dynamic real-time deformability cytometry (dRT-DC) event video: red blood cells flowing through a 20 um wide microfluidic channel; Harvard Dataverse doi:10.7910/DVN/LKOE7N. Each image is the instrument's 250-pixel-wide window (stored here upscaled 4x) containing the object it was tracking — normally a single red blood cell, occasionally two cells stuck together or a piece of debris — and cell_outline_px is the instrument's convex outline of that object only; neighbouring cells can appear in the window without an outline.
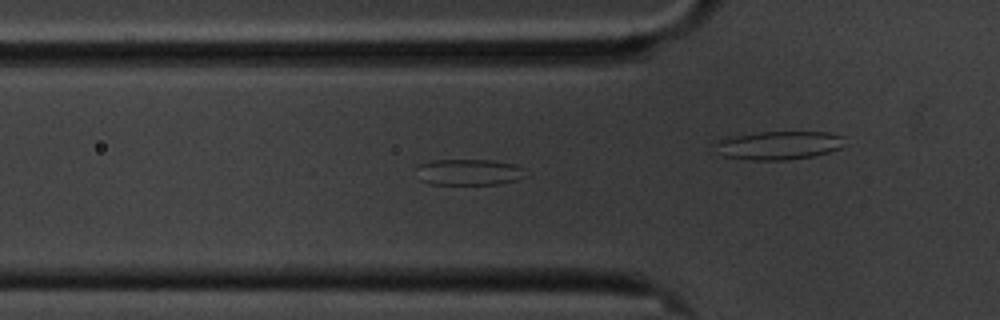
{"species": "common noctule bat (a hibernating species)", "species_latin": "Nyctalus noctula", "temperature_condition": "cold", "stored_images_in_passage": 60, "camera_frame_rate_fps": 3000, "um_per_image_px": 0.085, "animal": {"sex": "male", "body_mass_g": 20.1, "forearm_length_mm": 53.5}, "frame": {"image": 1, "passage_image": 20, "time_ms": 6.333, "image_size_px": [1000, 320], "cell_outline_px": [[528, 176], [516, 180], [500, 184], [428, 184], [420, 180], [416, 168], [420, 164], [432, 160], [492, 160], [516, 164], [524, 168]], "centroid_in_image_um": [39.9, 14.63], "position_along_channel_um": 85.9, "area_um2": 16.88}}
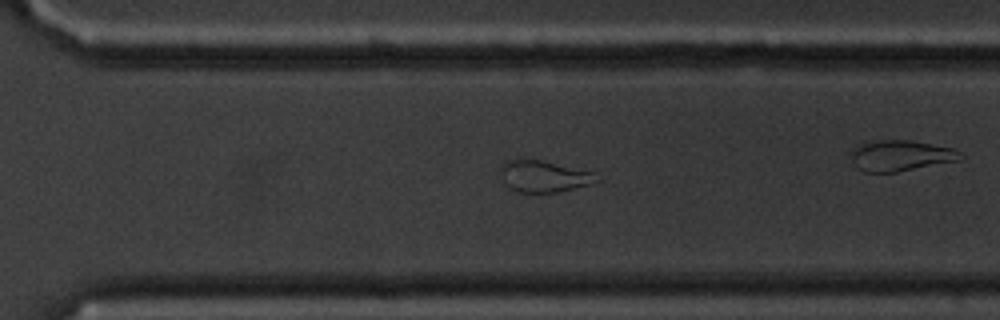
{"frame": {"image": 2, "passage_image": 41, "time_ms": 13.333, "image_size_px": [1000, 320], "cell_outline_px": [[600, 180], [588, 184], [556, 192], [520, 192], [512, 188], [508, 184], [500, 168], [504, 160], [540, 160], [592, 172]], "centroid_in_image_um": [46.23, 14.98], "position_along_channel_um": 324.4, "area_um2": 16.82}}
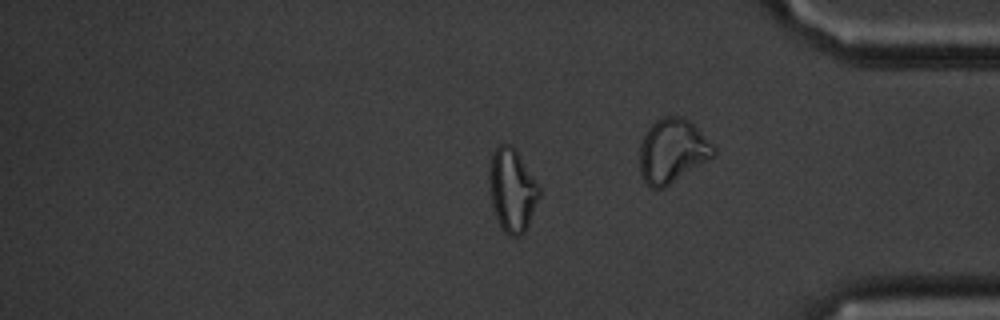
{"frame": {"image": 3, "passage_image": 49, "time_ms": 16.0, "image_size_px": [1000, 320], "cell_outline_px": [[540, 196], [528, 224], [524, 232], [520, 236], [508, 236], [500, 228], [492, 204], [488, 176], [488, 172], [492, 152], [500, 144], [508, 144], [516, 152], [536, 180], [540, 188]], "centroid_in_image_um": [43.51, 16.19], "position_along_channel_um": 391.7, "area_um2": 23.99}, "authors_computed_cell_mechanics": {"area_um2": 22.5998, "velocity_mm_per_s": 3.3993, "shape_relaxation_time_tau1_ms": null, "shape_relaxation_time_tau2_ms": 2.6025, "deformation_change_tau1": null, "deformation_change_tau2": 0.1073}}